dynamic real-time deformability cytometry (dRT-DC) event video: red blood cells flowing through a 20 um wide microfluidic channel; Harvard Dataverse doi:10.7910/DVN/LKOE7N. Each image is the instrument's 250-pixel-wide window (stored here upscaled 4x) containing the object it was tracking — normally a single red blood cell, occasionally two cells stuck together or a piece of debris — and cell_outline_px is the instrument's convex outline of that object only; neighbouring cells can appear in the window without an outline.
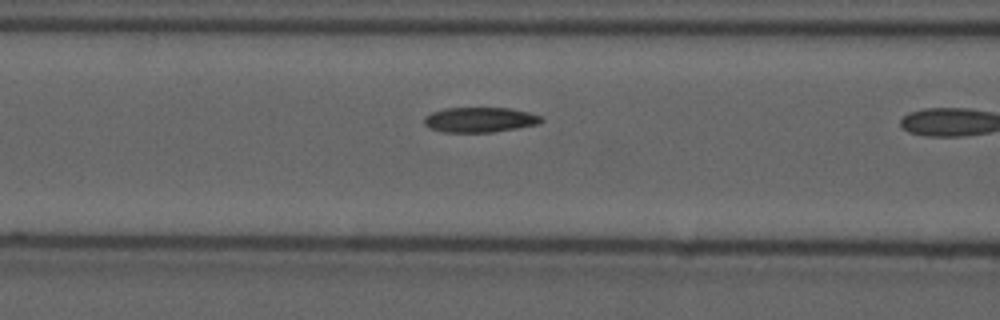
{"species": "common noctule bat (a hibernating species)", "species_latin": "Nyctalus noctula", "temperature_condition": "cold", "stored_images_in_passage": 10, "camera_frame_rate_fps": 3000, "um_per_image_px": 0.085, "animal": {"sex": "male", "forearm_length_mm": 52.5}, "frame": {"image": 1, "passage_image": 9, "time_ms": 2.667, "image_size_px": [1000, 320], "cell_outline_px": [[544, 120], [536, 124], [516, 128], [492, 132], [444, 132], [428, 128], [424, 124], [424, 116], [432, 112], [444, 108], [512, 108], [528, 112], [540, 116]], "centroid_in_image_um": [40.74, 10.17], "position_along_channel_um": 125.9, "area_um2": 17.05}}